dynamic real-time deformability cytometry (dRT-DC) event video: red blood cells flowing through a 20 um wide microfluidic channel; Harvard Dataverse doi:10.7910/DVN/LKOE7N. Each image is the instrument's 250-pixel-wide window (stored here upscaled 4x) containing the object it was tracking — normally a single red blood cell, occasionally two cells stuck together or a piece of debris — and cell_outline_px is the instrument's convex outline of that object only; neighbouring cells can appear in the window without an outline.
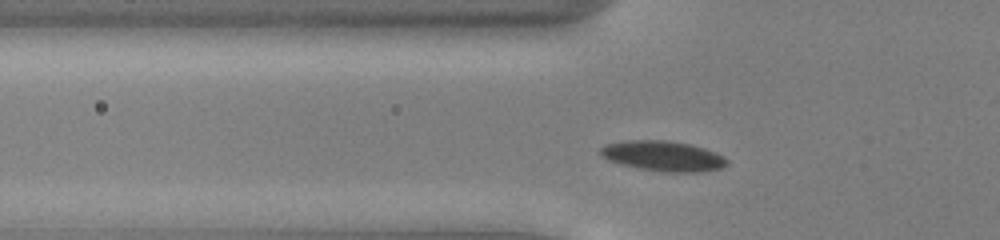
{"species": "common noctule bat (a hibernating species)", "species_latin": "Nyctalus noctula", "temperature_condition": "cold", "stored_images_in_passage": 42, "camera_frame_rate_fps": 3000, "um_per_image_px": 0.085, "animal": {"sex": "male", "body_mass_g": 13.0, "forearm_length_mm": 53.1}, "frame": {"image": 1, "passage_image": 7, "time_ms": 2.0, "image_size_px": [1000, 240], "cell_outline_px": [[728, 164], [720, 168], [700, 172], [664, 172], [640, 168], [620, 164], [608, 160], [600, 152], [600, 148], [608, 144], [624, 140], [668, 140], [692, 144], [716, 152], [724, 156], [728, 160]], "centroid_in_image_um": [56.4, 13.25], "position_along_channel_um": 69.4, "area_um2": 22.31}}
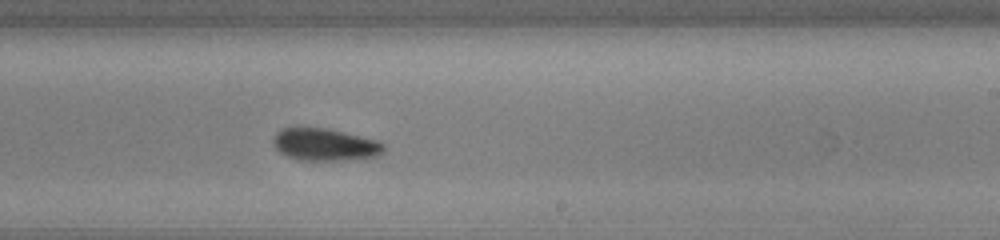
{"frame": {"image": 2, "passage_image": 22, "time_ms": 7.0, "image_size_px": [1000, 240], "cell_outline_px": [[384, 152], [376, 156], [340, 160], [300, 160], [288, 156], [280, 152], [272, 144], [272, 140], [276, 132], [280, 128], [328, 128], [380, 140], [384, 144]], "centroid_in_image_um": [27.62, 12.27], "position_along_channel_um": 261.4, "area_um2": 20.87}}
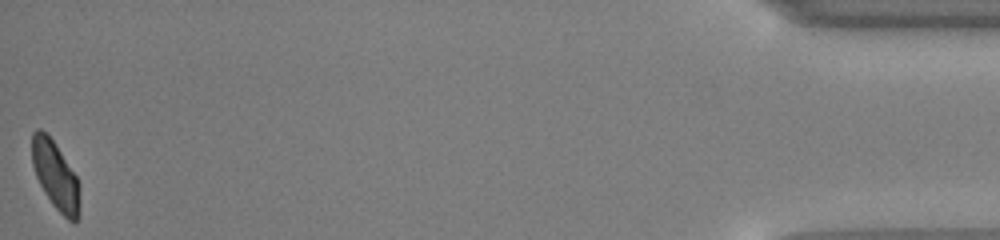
{"frame": {"image": 3, "passage_image": 42, "time_ms": 13.667, "image_size_px": [1000, 240], "cell_outline_px": [[80, 208], [76, 224], [68, 220], [52, 204], [44, 192], [36, 176], [32, 164], [32, 132], [36, 128], [40, 128], [52, 140], [76, 176], [80, 184]], "centroid_in_image_um": [4.73, 14.96], "position_along_channel_um": 430.5, "area_um2": 18.9}, "authors_computed_cell_mechanics": {"area_um2": 20.6057, "velocity_mm_per_s": 3.8723, "shape_relaxation_time_tau1_ms": 2.7065, "shape_relaxation_time_tau2_ms": null, "deformation_change_tau1": 0.0904, "deformation_change_tau2": null}}